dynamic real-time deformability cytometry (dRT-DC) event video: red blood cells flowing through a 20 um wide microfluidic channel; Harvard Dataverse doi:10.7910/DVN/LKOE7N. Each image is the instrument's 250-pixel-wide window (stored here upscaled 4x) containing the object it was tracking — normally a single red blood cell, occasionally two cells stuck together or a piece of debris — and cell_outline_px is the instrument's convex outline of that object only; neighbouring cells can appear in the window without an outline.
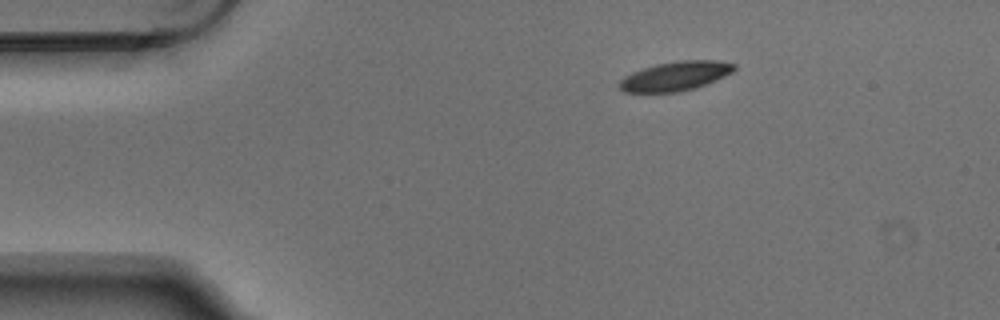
{"species": "Egyptian fruit bat (a non-hibernating species)", "species_latin": "Rousettus aegyptiacus", "temperature_condition": "warm", "stored_images_in_passage": 2, "camera_frame_rate_fps": 3000, "um_per_image_px": 0.085, "animal": {"sex": "male"}, "frame": {"image": 1, "passage_image": 1, "time_ms": 0.0, "image_size_px": [1000, 320], "cell_outline_px": [[736, 68], [732, 72], [724, 76], [696, 88], [680, 92], [624, 92], [616, 84], [624, 76], [632, 72], [656, 64], [680, 60], [716, 60], [736, 64]], "centroid_in_image_um": [57.39, 6.47], "position_along_channel_um": 27.6, "area_um2": 19.59}}